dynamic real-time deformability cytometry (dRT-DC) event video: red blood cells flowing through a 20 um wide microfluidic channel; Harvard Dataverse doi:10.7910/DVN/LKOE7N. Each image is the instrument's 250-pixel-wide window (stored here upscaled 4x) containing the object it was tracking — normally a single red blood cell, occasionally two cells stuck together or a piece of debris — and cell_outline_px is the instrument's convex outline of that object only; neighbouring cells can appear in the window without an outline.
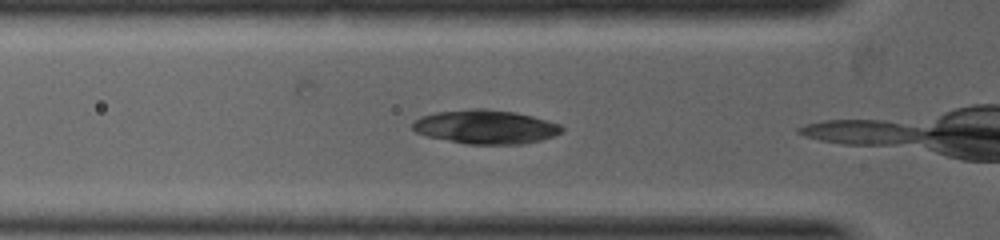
{"species": "common noctule bat (a hibernating species)", "species_latin": "Nyctalus noctula", "temperature_condition": "warm", "stored_images_in_passage": 3, "camera_frame_rate_fps": 5000, "um_per_image_px": 0.085, "animal": {"sex": "female", "body_mass_g": 19.0, "forearm_length_mm": 53.3}, "frame": {"image": 1, "passage_image": 2, "time_ms": 0.2, "image_size_px": [1000, 240], "cell_outline_px": [[564, 132], [540, 140], [520, 144], [468, 144], [428, 136], [416, 132], [412, 128], [412, 124], [420, 116], [436, 112], [468, 108], [484, 108], [516, 112], [548, 120], [560, 124], [564, 128]], "centroid_in_image_um": [41.29, 10.77], "position_along_channel_um": 84.5, "area_um2": 29.54}}